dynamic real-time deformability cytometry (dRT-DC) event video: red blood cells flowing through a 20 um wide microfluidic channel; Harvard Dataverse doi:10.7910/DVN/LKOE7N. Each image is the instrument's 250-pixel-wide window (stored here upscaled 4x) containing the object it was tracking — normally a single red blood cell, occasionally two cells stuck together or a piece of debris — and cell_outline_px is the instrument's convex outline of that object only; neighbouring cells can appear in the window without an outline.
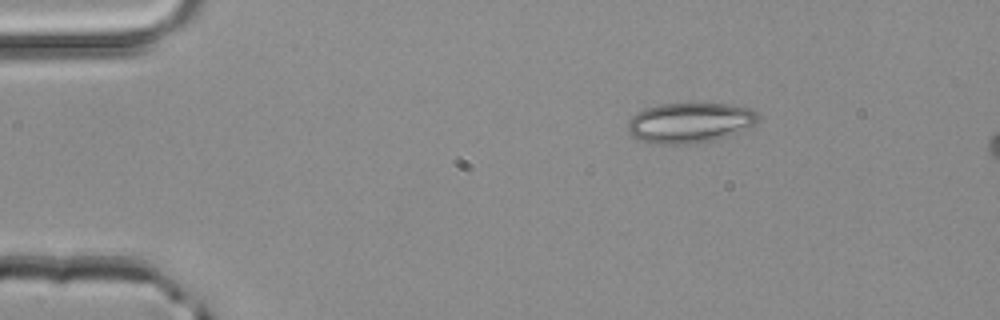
{"species": "common noctule bat (a hibernating species)", "species_latin": "Nyctalus noctula", "temperature_condition": "room temperature", "stored_images_in_passage": 9, "camera_frame_rate_fps": 3000, "um_per_image_px": 0.085, "animal": {"sex": "male", "body_mass_g": 20.4}, "frame": {"image": 1, "passage_image": 9, "time_ms": 2.667, "image_size_px": [1000, 320], "cell_outline_px": [[760, 116], [752, 124], [736, 132], [716, 140], [692, 144], [660, 144], [640, 140], [632, 136], [628, 132], [628, 120], [636, 112], [644, 108], [660, 104], [692, 100], [728, 104], [752, 108]], "centroid_in_image_um": [58.6, 10.38], "position_along_channel_um": 26.4, "area_um2": 31.39}}